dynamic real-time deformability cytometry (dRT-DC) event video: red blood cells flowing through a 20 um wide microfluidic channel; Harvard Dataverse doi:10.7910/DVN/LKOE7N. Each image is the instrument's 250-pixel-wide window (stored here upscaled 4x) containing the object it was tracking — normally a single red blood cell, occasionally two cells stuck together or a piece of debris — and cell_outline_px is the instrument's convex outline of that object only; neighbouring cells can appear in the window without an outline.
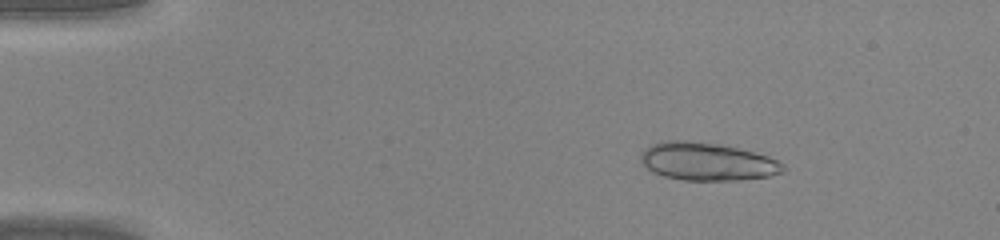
{"species": "common noctule bat (a hibernating species)", "species_latin": "Nyctalus noctula", "temperature_condition": "warm", "stored_images_in_passage": 45, "camera_frame_rate_fps": 3000, "um_per_image_px": 0.085, "animal": {"sex": "male", "body_mass_g": 20.0, "forearm_length_mm": 53.3}, "frame": {"image": 1, "passage_image": 7, "time_ms": 2.0, "image_size_px": [1000, 240], "cell_outline_px": [[788, 168], [784, 172], [768, 176], [740, 180], [684, 180], [664, 176], [652, 172], [640, 160], [640, 152], [644, 148], [652, 144], [664, 140], [684, 140], [720, 144], [768, 156], [784, 164]], "centroid_in_image_um": [60.1, 13.73], "position_along_channel_um": 24.9, "area_um2": 31.5}}